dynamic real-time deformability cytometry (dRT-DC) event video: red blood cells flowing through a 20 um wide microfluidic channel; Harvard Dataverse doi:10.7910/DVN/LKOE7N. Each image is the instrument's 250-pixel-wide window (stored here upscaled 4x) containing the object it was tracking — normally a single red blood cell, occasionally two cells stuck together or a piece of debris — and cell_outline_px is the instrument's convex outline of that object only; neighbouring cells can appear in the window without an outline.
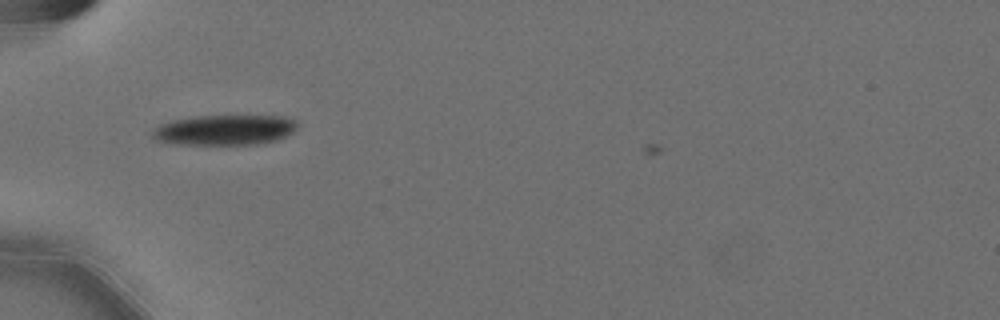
{"species": "Egyptian fruit bat (a non-hibernating species)", "species_latin": "Rousettus aegyptiacus", "temperature_condition": "cold", "stored_images_in_passage": 47, "camera_frame_rate_fps": 3000, "um_per_image_px": 0.085, "animal": {"sex": "female"}, "frame": {"image": 1, "passage_image": 13, "time_ms": 4.0, "image_size_px": [1000, 320], "cell_outline_px": [[296, 128], [292, 132], [276, 140], [260, 144], [176, 144], [156, 140], [152, 136], [152, 132], [160, 124], [172, 120], [196, 116], [284, 116], [296, 120]], "centroid_in_image_um": [19.09, 11.04], "position_along_channel_um": 65.9, "area_um2": 25.37}}
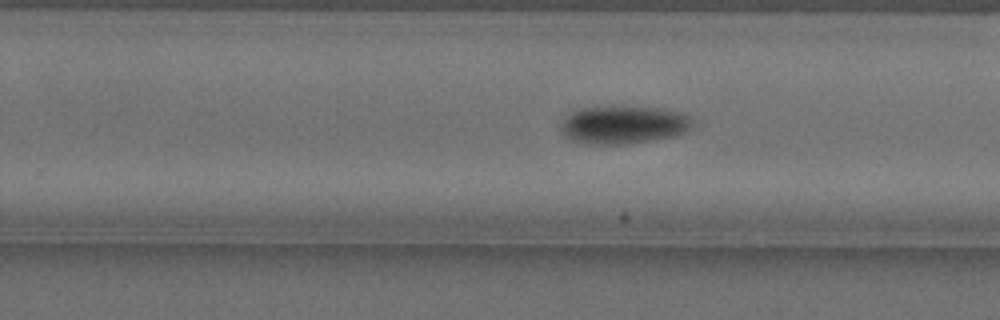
{"frame": {"image": 2, "passage_image": 31, "time_ms": 10.0, "image_size_px": [1000, 320], "cell_outline_px": [[696, 124], [692, 128], [676, 136], [624, 144], [584, 144], [572, 140], [564, 136], [560, 132], [560, 124], [568, 112], [580, 108], [612, 104], [620, 104], [664, 108], [680, 112], [692, 116]], "centroid_in_image_um": [53.0, 10.55], "position_along_channel_um": 276.8, "area_um2": 30.63}}
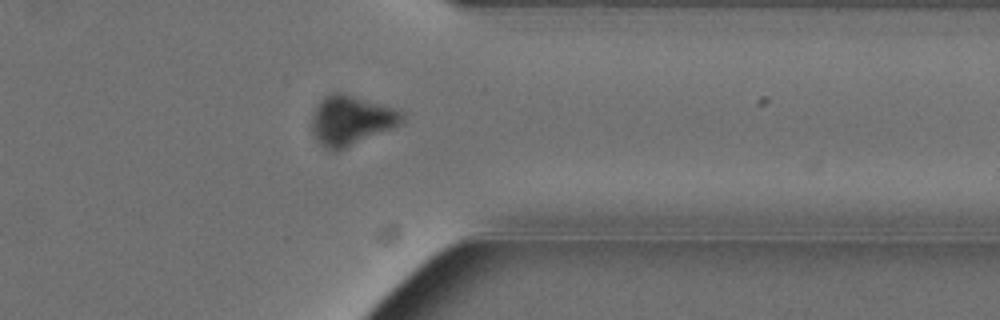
{"frame": {"image": 3, "passage_image": 40, "time_ms": 13.0, "image_size_px": [1000, 320], "cell_outline_px": [[404, 120], [400, 124], [392, 128], [344, 148], [332, 152], [324, 148], [316, 140], [312, 132], [312, 112], [316, 104], [324, 96], [332, 92], [340, 92], [392, 108], [404, 112]], "centroid_in_image_um": [29.78, 10.23], "position_along_channel_um": 381.6, "area_um2": 25.84}}